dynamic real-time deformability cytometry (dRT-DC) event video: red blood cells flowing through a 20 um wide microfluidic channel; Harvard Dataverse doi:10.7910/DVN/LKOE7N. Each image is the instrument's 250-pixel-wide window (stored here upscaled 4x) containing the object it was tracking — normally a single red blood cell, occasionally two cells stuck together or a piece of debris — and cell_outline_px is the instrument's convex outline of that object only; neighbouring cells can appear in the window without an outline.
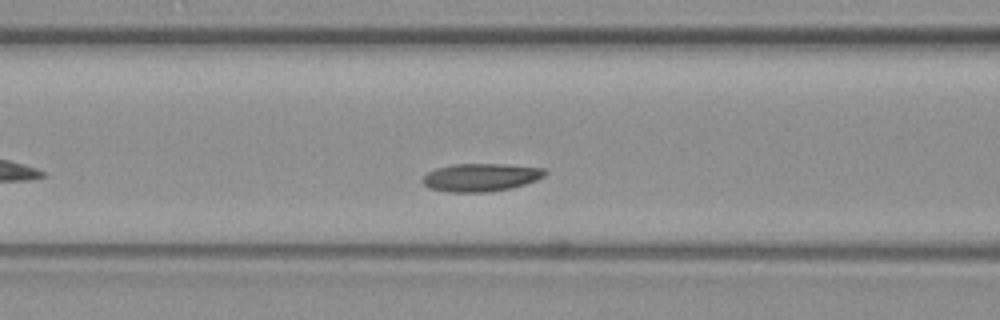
{"species": "common noctule bat (a hibernating species)", "species_latin": "Nyctalus noctula", "temperature_condition": "warm", "stored_images_in_passage": 3, "camera_frame_rate_fps": 3000, "um_per_image_px": 0.085, "animal": {"sex": "female", "body_mass_g": 19.3, "forearm_length_mm": 54.1}, "frame": {"image": 1, "passage_image": 3, "time_ms": 0.667, "image_size_px": [1000, 320], "cell_outline_px": [[548, 172], [544, 176], [536, 180], [512, 188], [488, 192], [448, 192], [428, 188], [420, 180], [428, 172], [436, 168], [452, 164], [508, 164], [544, 168]], "centroid_in_image_um": [40.86, 15.07], "position_along_channel_um": 125.7, "area_um2": 20.11}}